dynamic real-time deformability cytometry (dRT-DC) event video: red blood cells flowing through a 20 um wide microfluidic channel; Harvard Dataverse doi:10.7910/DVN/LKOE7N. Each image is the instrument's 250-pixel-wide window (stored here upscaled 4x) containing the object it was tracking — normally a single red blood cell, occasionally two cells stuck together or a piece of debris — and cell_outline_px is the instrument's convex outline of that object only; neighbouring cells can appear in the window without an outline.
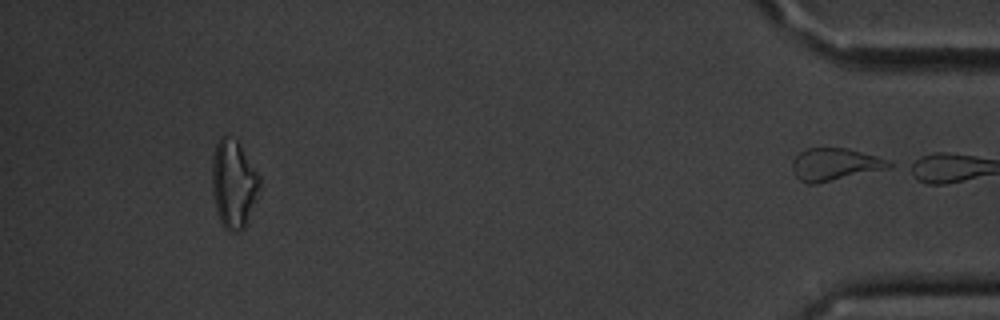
{"species": "common noctule bat (a hibernating species)", "species_latin": "Nyctalus noctula", "temperature_condition": "cold", "stored_images_in_passage": 47, "segment_of_instrument_passage": [2, 2], "camera_frame_rate_fps": 3000, "um_per_image_px": 0.085, "animal": {"sex": "male", "body_mass_g": 20.1, "forearm_length_mm": 53.5}, "frame": {"image": 1, "passage_image": 47, "time_ms": 15.333, "image_size_px": [1000, 320], "cell_outline_px": [[896, 164], [888, 168], [816, 184], [808, 184], [800, 180], [796, 176], [792, 168], [792, 160], [804, 148], [848, 148], [888, 160]], "centroid_in_image_um": [70.94, 13.97], "position_along_channel_um": 364.3, "area_um2": 18.15}}